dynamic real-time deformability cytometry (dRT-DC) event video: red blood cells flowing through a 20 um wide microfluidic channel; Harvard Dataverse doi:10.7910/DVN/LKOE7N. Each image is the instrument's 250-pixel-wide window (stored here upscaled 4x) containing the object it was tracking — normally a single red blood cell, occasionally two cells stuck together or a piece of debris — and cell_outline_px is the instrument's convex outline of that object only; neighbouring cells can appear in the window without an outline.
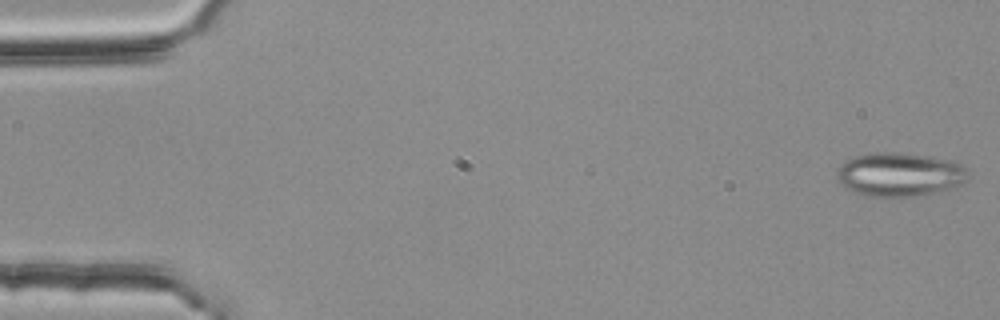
{"species": "common noctule bat (a hibernating species)", "species_latin": "Nyctalus noctula", "temperature_condition": "room temperature", "stored_images_in_passage": 54, "segment_of_instrument_passage": [1, 2], "camera_frame_rate_fps": 3000, "um_per_image_px": 0.085, "animal": {"sex": "female", "body_mass_g": 25.1}, "frame": {"image": 1, "passage_image": 1, "time_ms": 0.0, "image_size_px": [1000, 320], "cell_outline_px": [[968, 180], [952, 188], [924, 196], [868, 196], [844, 188], [836, 176], [836, 172], [844, 160], [856, 156], [876, 152], [896, 152], [952, 160], [960, 164], [968, 172]], "centroid_in_image_um": [76.47, 14.84], "position_along_channel_um": 8.5, "area_um2": 33.52}}